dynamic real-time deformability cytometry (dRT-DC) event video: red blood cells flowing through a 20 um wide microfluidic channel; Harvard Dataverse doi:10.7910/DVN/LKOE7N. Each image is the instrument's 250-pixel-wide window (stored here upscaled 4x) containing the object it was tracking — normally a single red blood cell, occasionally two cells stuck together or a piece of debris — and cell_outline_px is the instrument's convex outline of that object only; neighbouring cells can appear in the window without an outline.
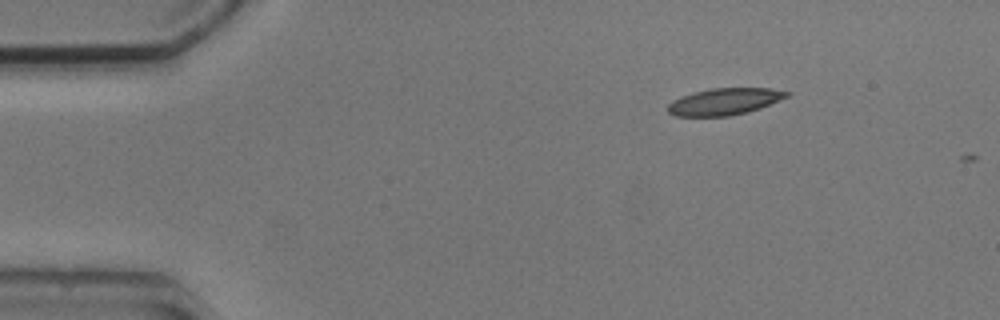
{"species": "common noctule bat (a hibernating species)", "species_latin": "Nyctalus noctula", "temperature_condition": "cold", "stored_images_in_passage": 2, "camera_frame_rate_fps": 3000, "um_per_image_px": 0.085, "animal": {"sex": "male", "body_mass_g": 20.5, "forearm_length_mm": 52.5}, "frame": {"image": 1, "passage_image": 2, "time_ms": 1.333, "image_size_px": [1000, 320], "cell_outline_px": [[792, 92], [788, 96], [760, 108], [748, 112], [728, 116], [676, 116], [668, 112], [668, 104], [672, 100], [680, 96], [692, 92], [712, 88], [772, 88]], "centroid_in_image_um": [61.57, 8.62], "position_along_channel_um": 23.4, "area_um2": 18.61}}